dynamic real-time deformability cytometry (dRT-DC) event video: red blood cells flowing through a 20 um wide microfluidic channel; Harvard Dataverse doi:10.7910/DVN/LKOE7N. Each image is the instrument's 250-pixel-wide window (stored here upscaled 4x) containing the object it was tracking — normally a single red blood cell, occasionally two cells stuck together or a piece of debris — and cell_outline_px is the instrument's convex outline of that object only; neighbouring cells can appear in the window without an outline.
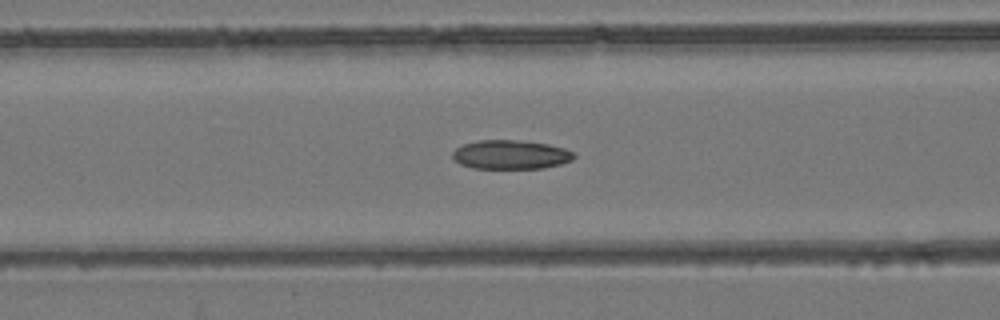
{"species": "common noctule bat (a hibernating species)", "species_latin": "Nyctalus noctula", "temperature_condition": "room temperature", "stored_images_in_passage": 54, "camera_frame_rate_fps": 3000, "um_per_image_px": 0.085, "animal": {"sex": "female", "body_mass_g": 24.6, "forearm_length_mm": 56.2}, "frame": {"image": 1, "passage_image": 23, "time_ms": 7.333, "image_size_px": [1000, 320], "cell_outline_px": [[576, 156], [572, 160], [560, 164], [544, 168], [472, 168], [460, 164], [452, 156], [452, 152], [456, 148], [464, 144], [476, 140], [516, 140], [548, 144], [564, 148], [572, 152]], "centroid_in_image_um": [43.4, 13.14], "position_along_channel_um": 123.2, "area_um2": 20.46}}
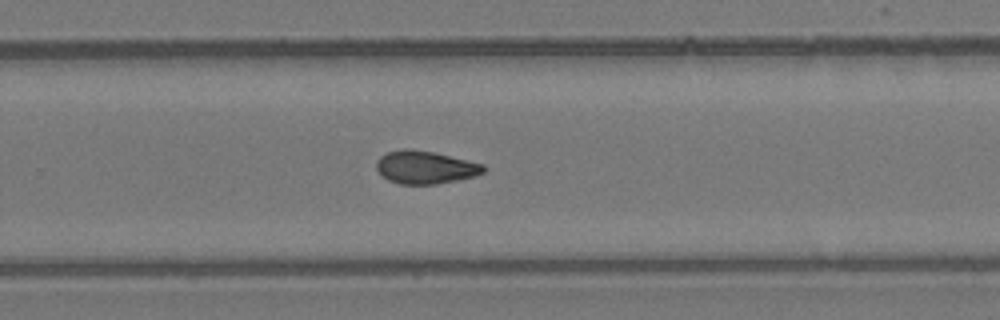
{"frame": {"image": 2, "passage_image": 36, "time_ms": 11.667, "image_size_px": [1000, 320], "cell_outline_px": [[484, 172], [476, 176], [436, 184], [400, 184], [388, 180], [376, 168], [376, 160], [380, 156], [388, 152], [404, 148], [412, 148], [432, 152], [484, 164]], "centroid_in_image_um": [36.13, 14.22], "position_along_channel_um": 293.7, "area_um2": 20.4}}
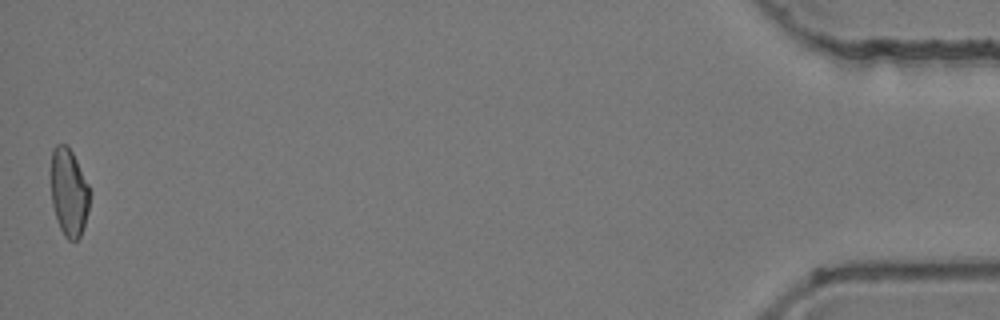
{"frame": {"image": 3, "passage_image": 54, "time_ms": 17.667, "image_size_px": [1000, 320], "cell_outline_px": [[88, 212], [84, 228], [80, 236], [76, 240], [68, 240], [64, 236], [60, 228], [52, 204], [52, 148], [56, 144], [64, 144], [72, 152], [88, 184]], "centroid_in_image_um": [5.85, 16.37], "position_along_channel_um": 429.3, "area_um2": 19.36}, "authors_computed_cell_mechanics": {"area_um2": 20.7213, "velocity_mm_per_s": 3.9326, "shape_relaxation_time_tau1_ms": null, "shape_relaxation_time_tau2_ms": 2.3099, "deformation_change_tau1": null, "deformation_change_tau2": 0.0735}}